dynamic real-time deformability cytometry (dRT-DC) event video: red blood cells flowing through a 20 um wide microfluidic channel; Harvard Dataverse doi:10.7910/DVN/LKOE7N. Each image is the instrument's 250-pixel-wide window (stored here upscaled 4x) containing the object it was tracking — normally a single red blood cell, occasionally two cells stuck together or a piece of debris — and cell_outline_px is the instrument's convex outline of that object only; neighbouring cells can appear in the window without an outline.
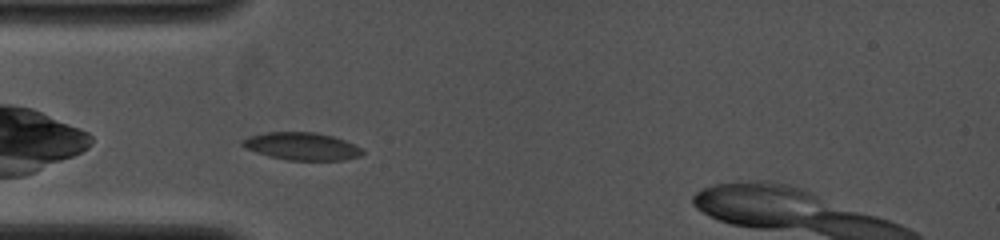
{"species": "common noctule bat (a hibernating species)", "species_latin": "Nyctalus noctula", "temperature_condition": "cold", "stored_images_in_passage": 1, "camera_frame_rate_fps": 4000, "um_per_image_px": 0.085, "animal": {"sex": "female", "body_mass_g": 19.0, "forearm_length_mm": 53.3}, "frame": {"image": 1, "passage_image": 1, "time_ms": 0.0, "image_size_px": [1000, 240], "cell_outline_px": [[364, 152], [360, 156], [344, 160], [288, 160], [268, 156], [244, 148], [240, 144], [240, 140], [248, 136], [268, 132], [316, 132], [332, 136], [344, 140], [360, 148]], "centroid_in_image_um": [25.6, 12.43], "position_along_channel_um": 59.4, "area_um2": 19.31}}